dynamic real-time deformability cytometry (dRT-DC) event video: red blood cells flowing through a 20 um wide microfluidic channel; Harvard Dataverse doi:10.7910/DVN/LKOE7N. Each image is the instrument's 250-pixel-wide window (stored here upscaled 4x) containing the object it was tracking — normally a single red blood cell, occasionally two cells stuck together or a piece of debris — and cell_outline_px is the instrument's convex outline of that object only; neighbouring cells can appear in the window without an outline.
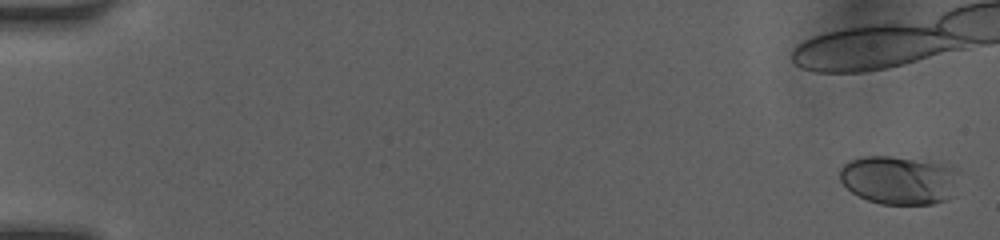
{"species": "human", "species_latin": "Homo sapiens", "temperature_condition": "room temperature", "stored_images_in_passage": 46, "camera_frame_rate_fps": 3000, "um_per_image_px": 0.085, "donor": {"sex": "female"}, "frame": {"image": 1, "passage_image": 2, "time_ms": 0.333, "image_size_px": [1000, 240], "cell_outline_px": [[956, 172], [948, 196], [944, 200], [932, 204], [880, 204], [868, 200], [852, 192], [840, 180], [840, 168], [848, 160], [860, 156], [888, 156], [940, 160]], "centroid_in_image_um": [76.33, 15.26], "position_along_channel_um": 8.7, "area_um2": 33.52}}
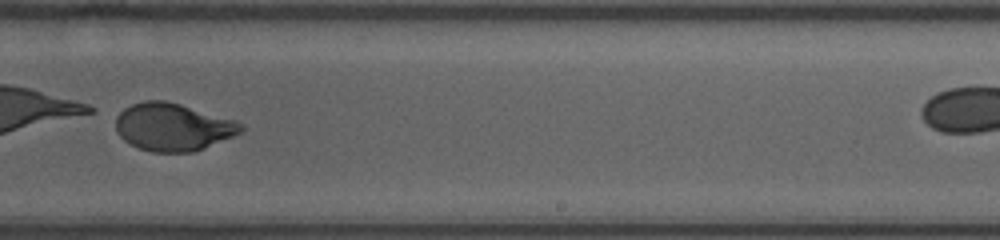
{"frame": {"image": 2, "passage_image": 34, "time_ms": 11.0, "image_size_px": [1000, 240], "cell_outline_px": [[244, 128], [240, 132], [232, 136], [204, 148], [192, 152], [152, 152], [140, 148], [124, 140], [116, 132], [116, 116], [124, 108], [132, 104], [144, 100], [164, 100], [180, 104], [236, 120], [244, 124]], "centroid_in_image_um": [14.69, 10.78], "position_along_channel_um": 274.3, "area_um2": 34.62}}
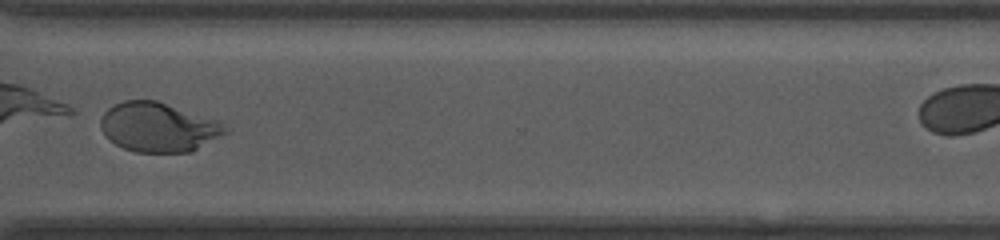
{"frame": {"image": 3, "passage_image": 40, "time_ms": 13.0, "image_size_px": [1000, 240], "cell_outline_px": [[228, 132], [192, 152], [136, 152], [124, 148], [108, 140], [100, 128], [100, 120], [104, 112], [108, 108], [124, 100], [156, 100], [220, 120], [228, 128]], "centroid_in_image_um": [13.48, 10.81], "position_along_channel_um": 357.1, "area_um2": 36.13}}